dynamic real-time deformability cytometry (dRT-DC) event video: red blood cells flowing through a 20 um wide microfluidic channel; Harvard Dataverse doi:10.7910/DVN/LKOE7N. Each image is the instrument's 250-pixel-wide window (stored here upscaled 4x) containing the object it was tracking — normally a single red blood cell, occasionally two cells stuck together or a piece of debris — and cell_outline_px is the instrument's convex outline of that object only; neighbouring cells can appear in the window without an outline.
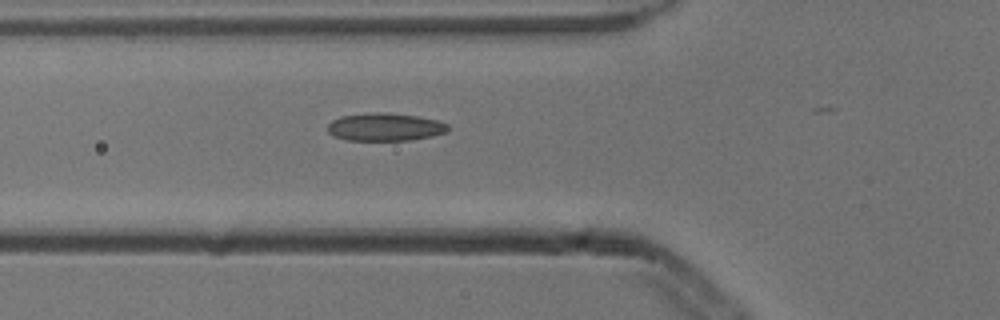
{"species": "common noctule bat (a hibernating species)", "species_latin": "Nyctalus noctula", "temperature_condition": "cold", "stored_images_in_passage": 5, "camera_frame_rate_fps": 3000, "um_per_image_px": 0.085, "animal": {"sex": "male", "body_mass_g": 13.3}, "frame": {"image": 1, "passage_image": 5, "time_ms": 1.333, "image_size_px": [1000, 320], "cell_outline_px": [[448, 132], [408, 140], [344, 140], [332, 136], [328, 132], [328, 124], [332, 120], [340, 116], [368, 112], [388, 112], [416, 116], [440, 120], [448, 124]], "centroid_in_image_um": [32.69, 10.78], "position_along_channel_um": 93.1, "area_um2": 19.71}}